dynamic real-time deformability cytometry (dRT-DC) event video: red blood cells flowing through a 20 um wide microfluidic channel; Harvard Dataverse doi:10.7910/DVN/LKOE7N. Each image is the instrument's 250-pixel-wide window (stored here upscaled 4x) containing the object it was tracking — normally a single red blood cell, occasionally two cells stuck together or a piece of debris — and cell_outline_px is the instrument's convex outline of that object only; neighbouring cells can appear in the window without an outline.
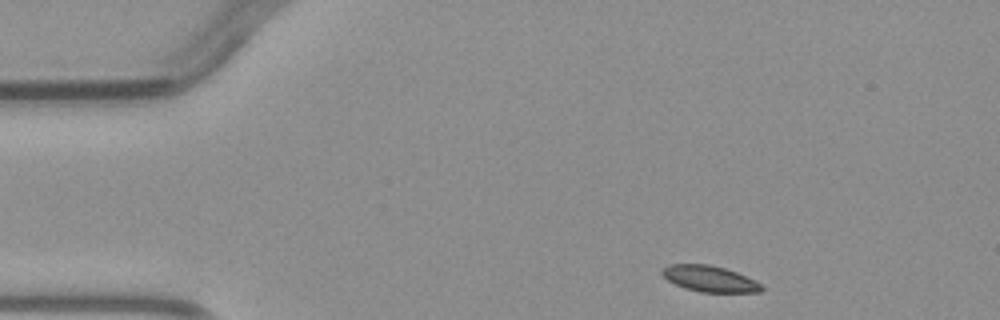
{"species": "common noctule bat (a hibernating species)", "species_latin": "Nyctalus noctula", "temperature_condition": "warm", "stored_images_in_passage": 3, "segment_of_instrument_passage": [2, 2], "camera_frame_rate_fps": 3000, "um_per_image_px": 0.085, "animal": {"sex": "male", "body_mass_g": 23.1, "forearm_length_mm": 52.7}, "frame": {"image": 1, "passage_image": 3, "time_ms": 2.333, "image_size_px": [1000, 320], "cell_outline_px": [[764, 288], [760, 292], [700, 292], [684, 288], [668, 280], [660, 272], [668, 264], [708, 264], [724, 268], [736, 272], [764, 284]], "centroid_in_image_um": [60.34, 23.7], "position_along_channel_um": 24.7, "area_um2": 15.09}}